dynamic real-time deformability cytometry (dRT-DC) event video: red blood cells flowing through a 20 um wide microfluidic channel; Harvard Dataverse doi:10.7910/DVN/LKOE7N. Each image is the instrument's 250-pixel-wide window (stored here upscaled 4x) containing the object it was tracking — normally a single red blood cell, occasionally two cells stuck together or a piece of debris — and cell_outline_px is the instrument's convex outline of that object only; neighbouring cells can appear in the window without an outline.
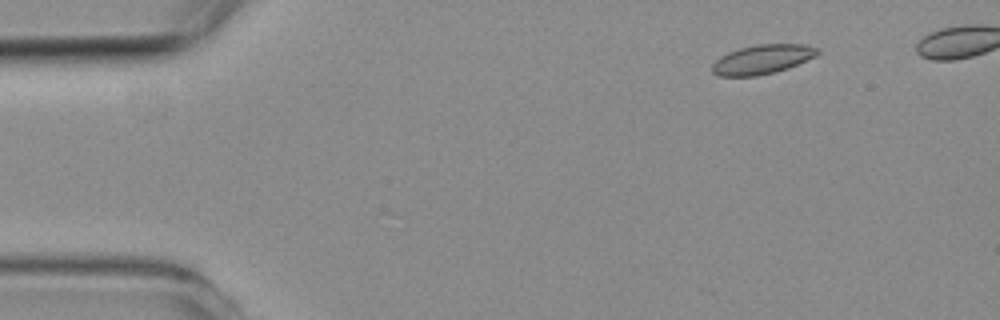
{"species": "common noctule bat (a hibernating species)", "species_latin": "Nyctalus noctula", "temperature_condition": "room temperature", "stored_images_in_passage": 5, "camera_frame_rate_fps": 3000, "um_per_image_px": 0.085, "animal": {"sex": "female", "body_mass_g": 19.3, "forearm_length_mm": 54.1}, "frame": {"image": 1, "passage_image": 1, "time_ms": 0.0, "image_size_px": [1000, 320], "cell_outline_px": [[820, 52], [816, 56], [788, 68], [776, 72], [756, 76], [720, 76], [712, 72], [712, 64], [720, 56], [728, 52], [740, 48], [756, 44], [804, 44], [820, 48]], "centroid_in_image_um": [64.81, 5.04], "position_along_channel_um": 20.2, "area_um2": 18.09}}
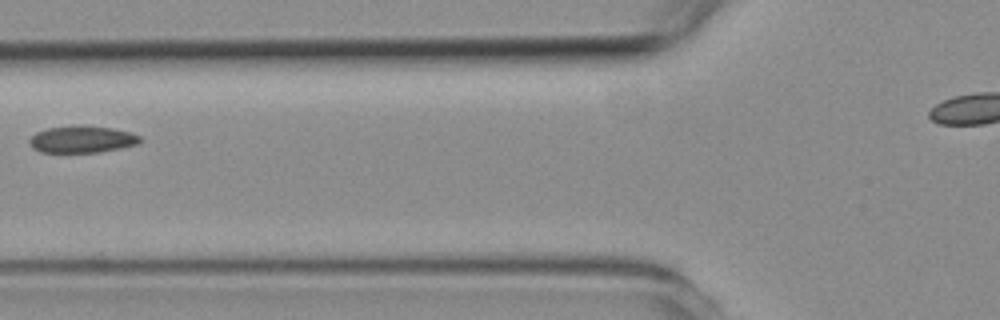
{"frame": {"image": 2, "passage_image": 4, "time_ms": 4.667, "image_size_px": [1000, 320], "cell_outline_px": [[144, 140], [140, 144], [100, 152], [40, 152], [32, 148], [28, 140], [36, 132], [48, 128], [80, 124], [84, 124], [112, 128], [132, 132], [140, 136]], "centroid_in_image_um": [7.02, 11.83], "position_along_channel_um": 118.8, "area_um2": 17.74}}
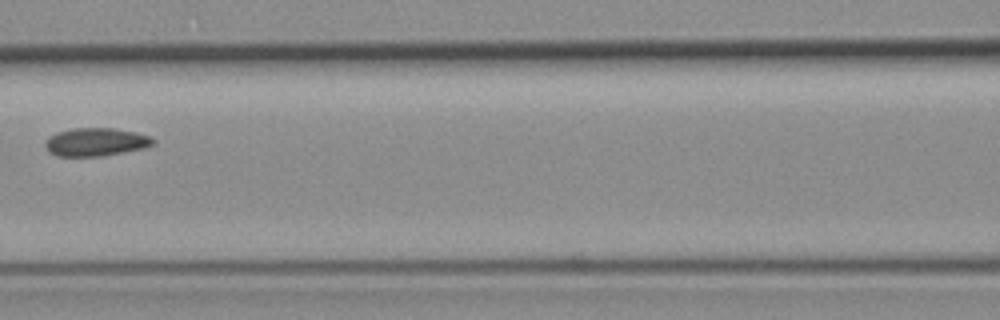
{"frame": {"image": 3, "passage_image": 5, "time_ms": 5.667, "image_size_px": [1000, 320], "cell_outline_px": [[156, 144], [144, 148], [104, 156], [56, 156], [44, 144], [48, 136], [56, 132], [72, 128], [112, 128], [136, 132], [152, 136], [156, 140]], "centroid_in_image_um": [8.2, 12.06], "position_along_channel_um": 158.4, "area_um2": 17.86}}